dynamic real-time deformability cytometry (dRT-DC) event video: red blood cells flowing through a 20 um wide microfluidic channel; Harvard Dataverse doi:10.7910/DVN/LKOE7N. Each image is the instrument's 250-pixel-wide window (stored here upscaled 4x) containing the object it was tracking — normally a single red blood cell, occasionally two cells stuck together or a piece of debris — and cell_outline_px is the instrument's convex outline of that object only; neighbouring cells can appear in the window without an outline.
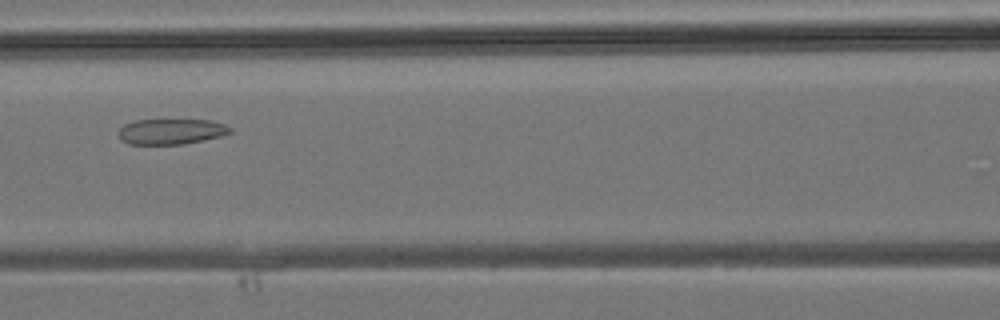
{"species": "common noctule bat (a hibernating species)", "species_latin": "Nyctalus noctula", "temperature_condition": "room temperature", "stored_images_in_passage": 25, "camera_frame_rate_fps": 3000, "um_per_image_px": 0.085, "animal": {"sex": "male", "body_mass_g": 19.2, "forearm_length_mm": 51.8}, "frame": {"image": 1, "passage_image": 9, "time_ms": 2.667, "image_size_px": [1000, 320], "cell_outline_px": [[232, 132], [220, 136], [184, 144], [128, 144], [120, 140], [116, 132], [124, 124], [136, 120], [208, 120], [224, 124], [232, 128]], "centroid_in_image_um": [14.49, 11.18], "position_along_channel_um": 152.1, "area_um2": 16.65}}
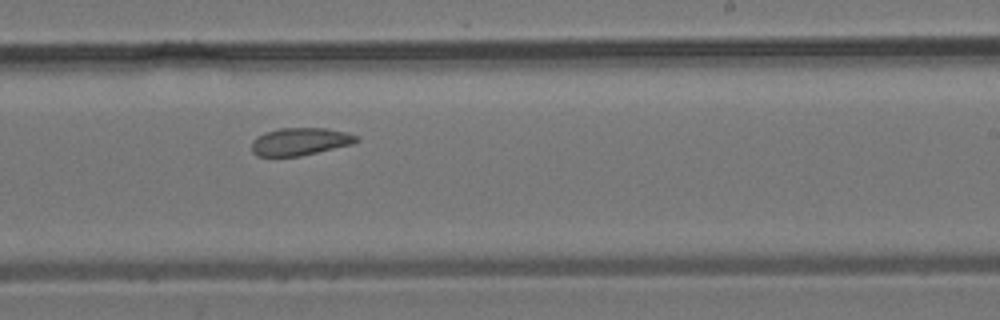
{"frame": {"image": 2, "passage_image": 15, "time_ms": 4.667, "image_size_px": [1000, 320], "cell_outline_px": [[360, 140], [352, 144], [300, 156], [256, 156], [252, 152], [252, 140], [256, 136], [264, 132], [280, 128], [328, 128], [348, 132], [360, 136]], "centroid_in_image_um": [25.52, 12.02], "position_along_channel_um": 263.5, "area_um2": 17.05}}
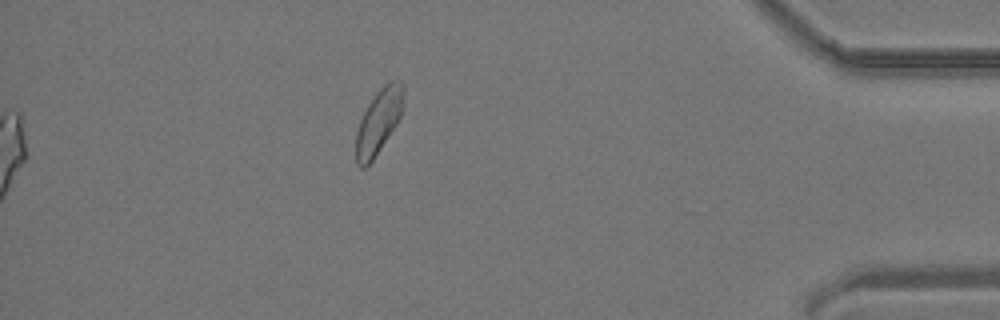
{"frame": {"image": 3, "passage_image": 25, "time_ms": 8.0, "image_size_px": [1000, 320], "cell_outline_px": [[404, 92], [400, 116], [396, 124], [372, 160], [364, 168], [360, 168], [356, 164], [356, 132], [360, 120], [368, 104], [376, 92], [388, 80], [400, 80], [404, 84]], "centroid_in_image_um": [32.18, 10.28], "position_along_channel_um": 403.0, "area_um2": 17.69}}